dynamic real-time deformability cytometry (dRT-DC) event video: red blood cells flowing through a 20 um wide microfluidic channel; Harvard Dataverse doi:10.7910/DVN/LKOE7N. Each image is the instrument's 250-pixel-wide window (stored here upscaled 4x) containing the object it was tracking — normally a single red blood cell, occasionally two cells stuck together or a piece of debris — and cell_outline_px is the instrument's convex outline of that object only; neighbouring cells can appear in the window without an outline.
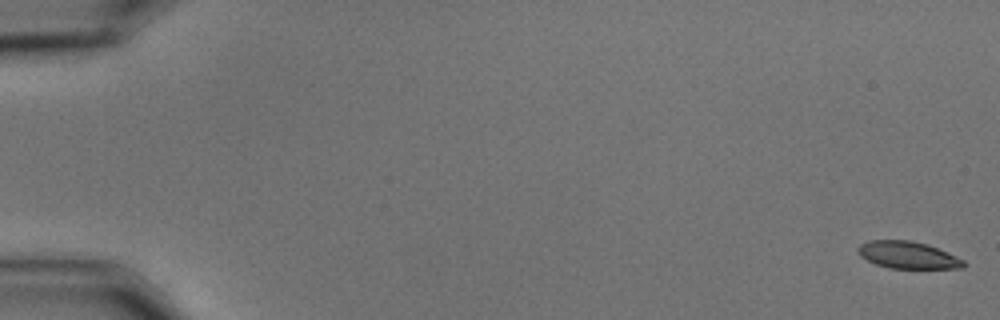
{"species": "common noctule bat (a hibernating species)", "species_latin": "Nyctalus noctula", "temperature_condition": "cold", "stored_images_in_passage": 59, "camera_frame_rate_fps": 3000, "um_per_image_px": 0.085, "animal": {"sex": "male", "body_mass_g": 15.6}, "frame": {"image": 1, "passage_image": 1, "time_ms": 0.0, "image_size_px": [1000, 320], "cell_outline_px": [[964, 268], [888, 268], [876, 264], [860, 256], [856, 252], [856, 248], [860, 244], [868, 240], [908, 240], [928, 244], [948, 252], [964, 260]], "centroid_in_image_um": [77.13, 21.67], "position_along_channel_um": 7.9, "area_um2": 16.76}}
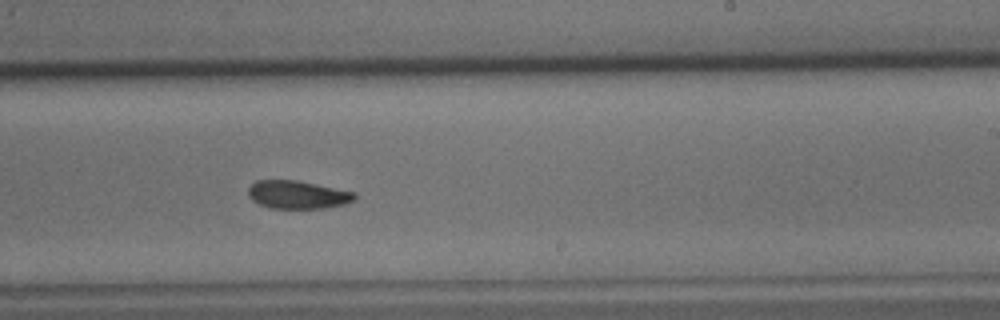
{"frame": {"image": 2, "passage_image": 37, "time_ms": 12.0, "image_size_px": [1000, 320], "cell_outline_px": [[356, 200], [344, 204], [324, 208], [272, 208], [260, 204], [252, 200], [248, 196], [248, 188], [256, 180], [296, 180], [356, 192]], "centroid_in_image_um": [25.31, 16.54], "position_along_channel_um": 263.7, "area_um2": 17.4}}
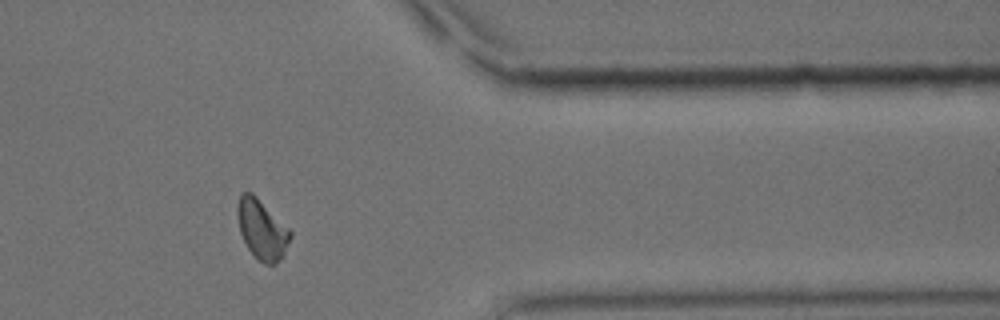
{"frame": {"image": 3, "passage_image": 49, "time_ms": 16.0, "image_size_px": [1000, 320], "cell_outline_px": [[292, 236], [284, 256], [276, 264], [264, 264], [256, 260], [248, 248], [240, 232], [236, 212], [236, 204], [240, 192], [252, 192], [292, 232]], "centroid_in_image_um": [22.25, 19.52], "position_along_channel_um": 389.2, "area_um2": 18.61}, "authors_computed_cell_mechanics": {"area_um2": 17.9758, "velocity_mm_per_s": 3.4695, "shape_relaxation_time_tau1_ms": 4.4854, "shape_relaxation_time_tau2_ms": 4.4511, "deformation_change_tau1": 0.1251, "deformation_change_tau2": 0.0947}}